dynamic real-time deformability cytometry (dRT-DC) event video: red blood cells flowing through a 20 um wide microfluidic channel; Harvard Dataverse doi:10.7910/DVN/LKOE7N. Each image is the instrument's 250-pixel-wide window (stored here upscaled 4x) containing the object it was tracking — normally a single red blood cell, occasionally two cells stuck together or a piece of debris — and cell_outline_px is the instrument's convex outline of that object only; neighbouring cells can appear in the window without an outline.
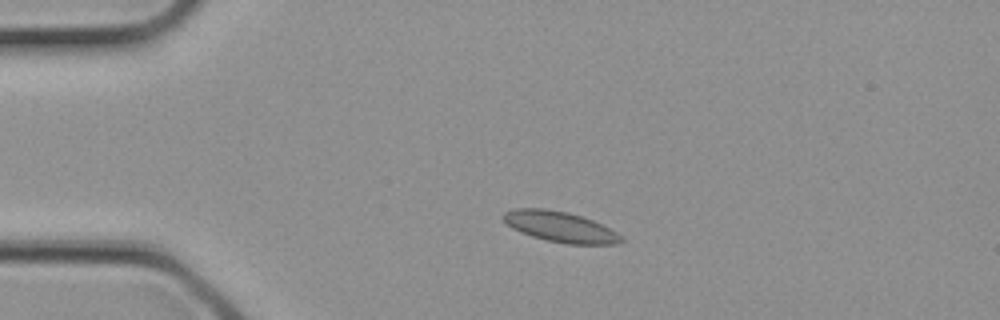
{"species": "common noctule bat (a hibernating species)", "species_latin": "Nyctalus noctula", "temperature_condition": "cold", "stored_images_in_passage": 4, "camera_frame_rate_fps": 3000, "um_per_image_px": 0.085, "animal": {"sex": "female", "body_mass_g": 21.9}, "frame": {"image": 1, "passage_image": 4, "time_ms": 1.0, "image_size_px": [1000, 320], "cell_outline_px": [[624, 240], [616, 244], [568, 244], [548, 240], [532, 236], [520, 232], [512, 228], [500, 216], [504, 212], [516, 208], [544, 208], [568, 212], [592, 220], [616, 232]], "centroid_in_image_um": [47.57, 19.27], "position_along_channel_um": 37.4, "area_um2": 20.75}}